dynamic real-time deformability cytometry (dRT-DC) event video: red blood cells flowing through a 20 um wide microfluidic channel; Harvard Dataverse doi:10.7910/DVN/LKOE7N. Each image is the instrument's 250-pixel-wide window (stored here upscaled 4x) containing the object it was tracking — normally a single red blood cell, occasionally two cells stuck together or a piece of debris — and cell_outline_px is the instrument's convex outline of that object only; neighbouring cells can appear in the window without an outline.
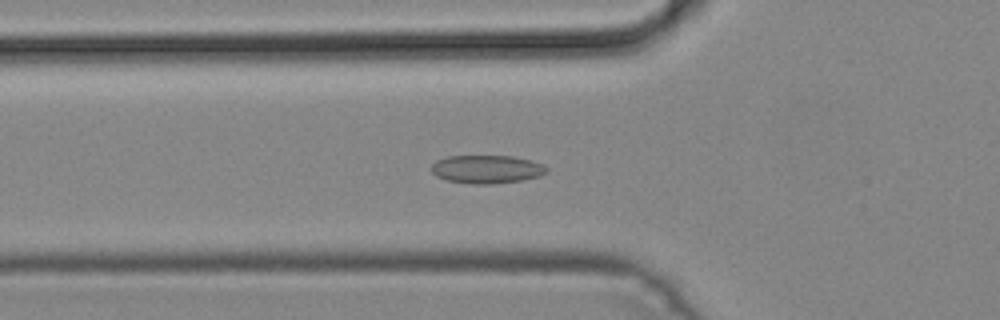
{"species": "common noctule bat (a hibernating species)", "species_latin": "Nyctalus noctula", "temperature_condition": "cold", "stored_images_in_passage": 49, "camera_frame_rate_fps": 3000, "um_per_image_px": 0.085, "animal": {"sex": "male", "body_mass_g": 19.2, "forearm_length_mm": 51.8}, "frame": {"image": 1, "passage_image": 17, "time_ms": 5.333, "image_size_px": [1000, 320], "cell_outline_px": [[548, 172], [540, 176], [524, 180], [492, 184], [472, 184], [448, 180], [436, 176], [428, 168], [436, 160], [448, 156], [512, 156], [532, 160], [548, 168]], "centroid_in_image_um": [41.36, 14.38], "position_along_channel_um": 84.4, "area_um2": 19.13}}
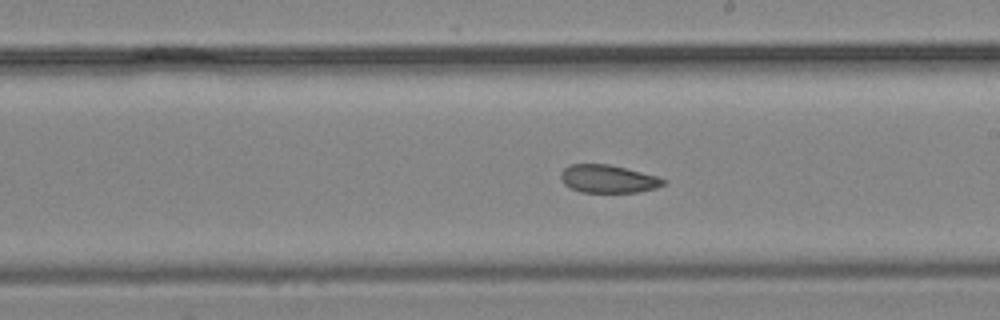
{"frame": {"image": 2, "passage_image": 28, "time_ms": 9.0, "image_size_px": [1000, 320], "cell_outline_px": [[668, 180], [664, 184], [656, 188], [636, 192], [580, 192], [564, 184], [560, 180], [560, 172], [568, 164], [608, 164], [656, 176]], "centroid_in_image_um": [51.65, 15.2], "position_along_channel_um": 237.4, "area_um2": 16.65}}
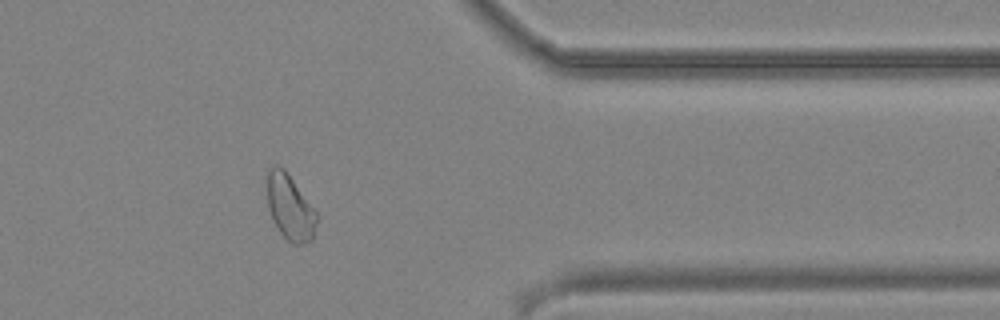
{"frame": {"image": 3, "passage_image": 40, "time_ms": 13.0, "image_size_px": [1000, 320], "cell_outline_px": [[316, 224], [312, 240], [304, 244], [292, 244], [280, 232], [272, 220], [268, 208], [264, 176], [268, 168], [272, 164], [276, 164], [284, 168], [288, 172], [316, 212]], "centroid_in_image_um": [24.58, 17.55], "position_along_channel_um": 386.8, "area_um2": 19.42}}